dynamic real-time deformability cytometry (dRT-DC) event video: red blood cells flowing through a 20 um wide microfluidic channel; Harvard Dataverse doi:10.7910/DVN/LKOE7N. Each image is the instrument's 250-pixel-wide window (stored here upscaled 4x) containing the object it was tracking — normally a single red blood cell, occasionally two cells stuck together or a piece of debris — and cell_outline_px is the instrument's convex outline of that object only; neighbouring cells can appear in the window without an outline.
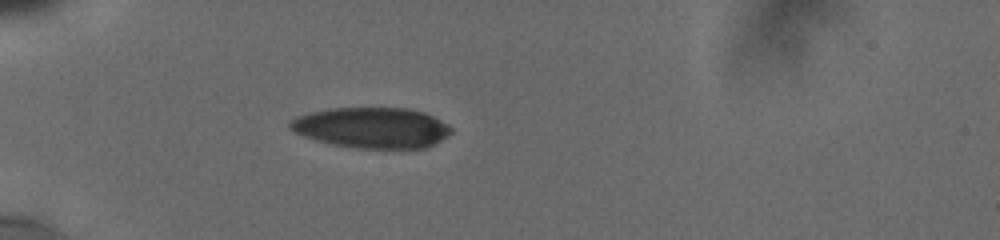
{"species": "human", "species_latin": "Homo sapiens", "temperature_condition": "cold", "stored_images_in_passage": 6, "camera_frame_rate_fps": 3000, "um_per_image_px": 0.085, "donor": {"sex": "male"}, "frame": {"image": 1, "passage_image": 3, "time_ms": 2.0, "image_size_px": [1000, 240], "cell_outline_px": [[452, 132], [440, 140], [424, 148], [356, 148], [332, 144], [304, 136], [296, 132], [288, 124], [288, 120], [296, 116], [328, 108], [408, 108], [424, 112], [448, 124], [452, 128]], "centroid_in_image_um": [31.6, 10.84], "position_along_channel_um": 53.4, "area_um2": 37.97}}